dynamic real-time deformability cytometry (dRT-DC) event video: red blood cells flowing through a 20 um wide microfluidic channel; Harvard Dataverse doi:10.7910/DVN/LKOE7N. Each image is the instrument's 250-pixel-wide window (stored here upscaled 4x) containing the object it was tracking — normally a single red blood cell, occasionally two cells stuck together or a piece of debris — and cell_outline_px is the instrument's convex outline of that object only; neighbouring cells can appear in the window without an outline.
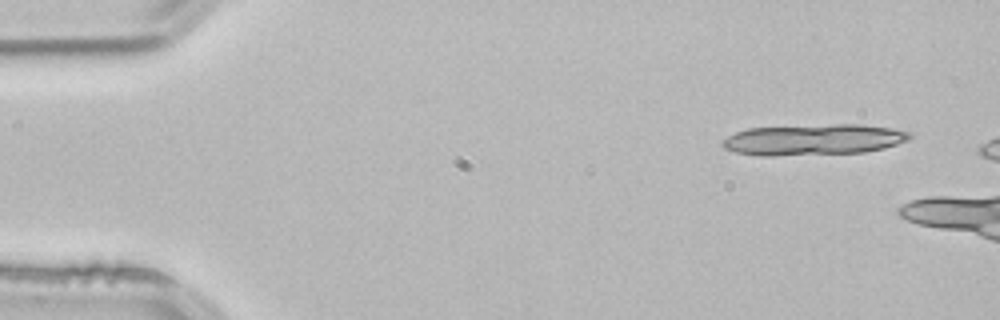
{"species": "common noctule bat (a hibernating species)", "species_latin": "Nyctalus noctula", "temperature_condition": "room temperature", "stored_images_in_passage": 4, "camera_frame_rate_fps": 3000, "um_per_image_px": 0.085, "animal": {"sex": "male", "body_mass_g": 21.5, "forearm_length_mm": 52.0}, "frame": {"image": 1, "passage_image": 4, "time_ms": 1.0, "image_size_px": [1000, 320], "cell_outline_px": [[912, 136], [908, 140], [884, 148], [864, 152], [772, 156], [760, 156], [736, 152], [724, 148], [720, 144], [728, 136], [736, 132], [748, 128], [836, 124], [860, 124], [892, 128], [912, 132]], "centroid_in_image_um": [69.16, 11.87], "position_along_channel_um": 15.8, "area_um2": 33.81}}